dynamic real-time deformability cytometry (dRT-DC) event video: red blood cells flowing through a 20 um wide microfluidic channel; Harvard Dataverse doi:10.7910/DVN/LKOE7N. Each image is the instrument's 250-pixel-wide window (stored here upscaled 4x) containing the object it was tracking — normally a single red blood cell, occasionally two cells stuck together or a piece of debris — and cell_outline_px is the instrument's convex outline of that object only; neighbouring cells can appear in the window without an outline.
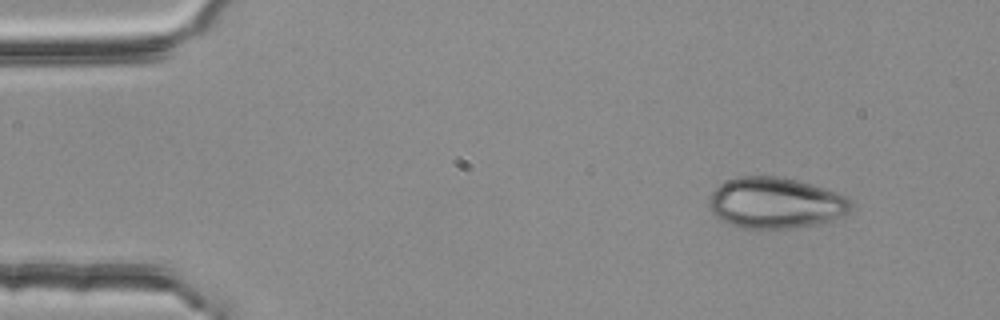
{"species": "common noctule bat (a hibernating species)", "species_latin": "Nyctalus noctula", "temperature_condition": "room temperature", "stored_images_in_passage": 5, "camera_frame_rate_fps": 3000, "um_per_image_px": 0.085, "animal": {"sex": "female", "body_mass_g": 25.1}, "frame": {"image": 1, "passage_image": 5, "time_ms": 1.333, "image_size_px": [1000, 320], "cell_outline_px": [[852, 208], [848, 212], [832, 220], [816, 224], [788, 228], [740, 228], [720, 220], [708, 208], [708, 200], [712, 192], [720, 184], [728, 180], [740, 176], [776, 176], [796, 180], [812, 184], [824, 188], [844, 196], [852, 200]], "centroid_in_image_um": [65.89, 17.25], "position_along_channel_um": 19.1, "area_um2": 42.08}}